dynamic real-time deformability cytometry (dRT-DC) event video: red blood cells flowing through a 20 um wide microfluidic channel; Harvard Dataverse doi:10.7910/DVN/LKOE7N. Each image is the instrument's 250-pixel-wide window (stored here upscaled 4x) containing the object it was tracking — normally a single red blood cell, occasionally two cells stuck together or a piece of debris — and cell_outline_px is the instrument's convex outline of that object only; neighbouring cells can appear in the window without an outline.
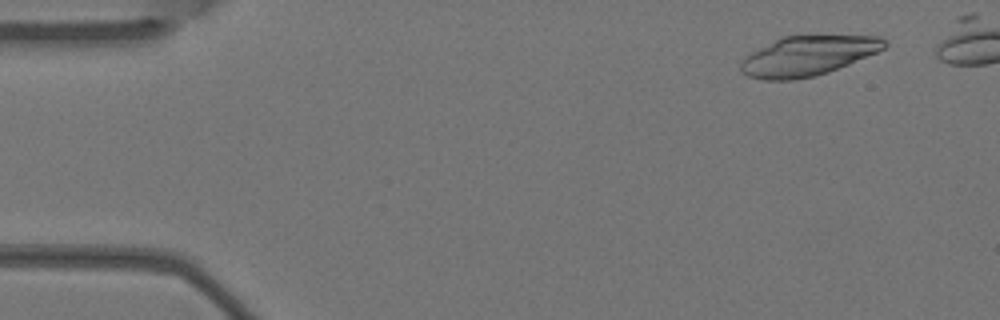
{"species": "Egyptian fruit bat (a non-hibernating species)", "species_latin": "Rousettus aegyptiacus", "temperature_condition": "warm", "stored_images_in_passage": 6, "camera_frame_rate_fps": 3000, "um_per_image_px": 0.085, "animal": {"sex": "female"}, "frame": {"image": 1, "passage_image": 2, "time_ms": 0.333, "image_size_px": [1000, 320], "cell_outline_px": [[888, 44], [884, 48], [876, 52], [848, 64], [828, 72], [816, 76], [792, 80], [764, 80], [748, 76], [740, 72], [740, 64], [744, 56], [780, 36], [880, 36], [888, 40]], "centroid_in_image_um": [68.63, 4.75], "position_along_channel_um": 16.4, "area_um2": 33.29}}